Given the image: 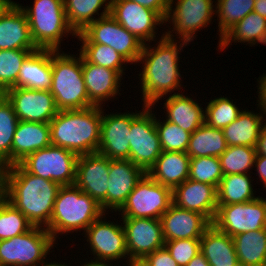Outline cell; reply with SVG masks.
I'll return each mask as SVG.
<instances>
[{
    "instance_id": "db71d44e",
    "label": "cell",
    "mask_w": 266,
    "mask_h": 266,
    "mask_svg": "<svg viewBox=\"0 0 266 266\" xmlns=\"http://www.w3.org/2000/svg\"><path fill=\"white\" fill-rule=\"evenodd\" d=\"M7 166L0 160V198L5 195V172Z\"/></svg>"
},
{
    "instance_id": "6da1fadb",
    "label": "cell",
    "mask_w": 266,
    "mask_h": 266,
    "mask_svg": "<svg viewBox=\"0 0 266 266\" xmlns=\"http://www.w3.org/2000/svg\"><path fill=\"white\" fill-rule=\"evenodd\" d=\"M178 43L180 44L178 45ZM149 44H144L137 62L143 64L138 79L141 82L139 84L142 105L155 107L156 103H159V100L168 93L174 95L177 94L175 91L182 92L183 85L180 83L182 77L179 65V60L182 57L179 54L189 43L184 40L168 38L165 33H162L155 43L156 46Z\"/></svg>"
},
{
    "instance_id": "680465c9",
    "label": "cell",
    "mask_w": 266,
    "mask_h": 266,
    "mask_svg": "<svg viewBox=\"0 0 266 266\" xmlns=\"http://www.w3.org/2000/svg\"><path fill=\"white\" fill-rule=\"evenodd\" d=\"M81 266H107V265L91 264V263H87V261H86V262H84L83 264H81ZM111 266H112V265H111Z\"/></svg>"
},
{
    "instance_id": "ab89813d",
    "label": "cell",
    "mask_w": 266,
    "mask_h": 266,
    "mask_svg": "<svg viewBox=\"0 0 266 266\" xmlns=\"http://www.w3.org/2000/svg\"><path fill=\"white\" fill-rule=\"evenodd\" d=\"M33 225L5 197L0 198V240L26 233Z\"/></svg>"
},
{
    "instance_id": "6f0895ef",
    "label": "cell",
    "mask_w": 266,
    "mask_h": 266,
    "mask_svg": "<svg viewBox=\"0 0 266 266\" xmlns=\"http://www.w3.org/2000/svg\"><path fill=\"white\" fill-rule=\"evenodd\" d=\"M38 266H69V264H65V262L63 264L61 262L58 263V262H56V260L55 261L53 260V262L51 261V263H49L46 260L45 262L41 263ZM70 266H72V265H70Z\"/></svg>"
},
{
    "instance_id": "d590c367",
    "label": "cell",
    "mask_w": 266,
    "mask_h": 266,
    "mask_svg": "<svg viewBox=\"0 0 266 266\" xmlns=\"http://www.w3.org/2000/svg\"><path fill=\"white\" fill-rule=\"evenodd\" d=\"M217 2V3H216ZM255 0H217L215 16L218 20L219 42L221 37L236 23L254 10Z\"/></svg>"
},
{
    "instance_id": "ac0fdd59",
    "label": "cell",
    "mask_w": 266,
    "mask_h": 266,
    "mask_svg": "<svg viewBox=\"0 0 266 266\" xmlns=\"http://www.w3.org/2000/svg\"><path fill=\"white\" fill-rule=\"evenodd\" d=\"M110 159L96 153L79 155L75 185L96 200L107 212V190Z\"/></svg>"
},
{
    "instance_id": "3957f363",
    "label": "cell",
    "mask_w": 266,
    "mask_h": 266,
    "mask_svg": "<svg viewBox=\"0 0 266 266\" xmlns=\"http://www.w3.org/2000/svg\"><path fill=\"white\" fill-rule=\"evenodd\" d=\"M103 107L59 110L50 121L51 144L78 156L96 153L99 148Z\"/></svg>"
},
{
    "instance_id": "4dcf8cb0",
    "label": "cell",
    "mask_w": 266,
    "mask_h": 266,
    "mask_svg": "<svg viewBox=\"0 0 266 266\" xmlns=\"http://www.w3.org/2000/svg\"><path fill=\"white\" fill-rule=\"evenodd\" d=\"M232 42L247 43L251 47L260 43L266 45V19L250 12L221 37L217 51L228 49Z\"/></svg>"
},
{
    "instance_id": "74e56055",
    "label": "cell",
    "mask_w": 266,
    "mask_h": 266,
    "mask_svg": "<svg viewBox=\"0 0 266 266\" xmlns=\"http://www.w3.org/2000/svg\"><path fill=\"white\" fill-rule=\"evenodd\" d=\"M256 154V147L227 146V149L218 157L223 175H251L250 170L253 169Z\"/></svg>"
},
{
    "instance_id": "8d00e7d4",
    "label": "cell",
    "mask_w": 266,
    "mask_h": 266,
    "mask_svg": "<svg viewBox=\"0 0 266 266\" xmlns=\"http://www.w3.org/2000/svg\"><path fill=\"white\" fill-rule=\"evenodd\" d=\"M80 47L78 51L87 62L115 70L122 76L125 75L124 71L129 62L110 46L99 43H82Z\"/></svg>"
},
{
    "instance_id": "8fae6325",
    "label": "cell",
    "mask_w": 266,
    "mask_h": 266,
    "mask_svg": "<svg viewBox=\"0 0 266 266\" xmlns=\"http://www.w3.org/2000/svg\"><path fill=\"white\" fill-rule=\"evenodd\" d=\"M172 203V189L146 173L117 212L122 218L160 219Z\"/></svg>"
},
{
    "instance_id": "9a60e30c",
    "label": "cell",
    "mask_w": 266,
    "mask_h": 266,
    "mask_svg": "<svg viewBox=\"0 0 266 266\" xmlns=\"http://www.w3.org/2000/svg\"><path fill=\"white\" fill-rule=\"evenodd\" d=\"M110 15L144 44L157 41L156 30L165 24L157 12L131 0H111Z\"/></svg>"
},
{
    "instance_id": "ee69618b",
    "label": "cell",
    "mask_w": 266,
    "mask_h": 266,
    "mask_svg": "<svg viewBox=\"0 0 266 266\" xmlns=\"http://www.w3.org/2000/svg\"><path fill=\"white\" fill-rule=\"evenodd\" d=\"M223 177L218 157L207 156L190 159L189 178L218 188Z\"/></svg>"
},
{
    "instance_id": "52a82bcc",
    "label": "cell",
    "mask_w": 266,
    "mask_h": 266,
    "mask_svg": "<svg viewBox=\"0 0 266 266\" xmlns=\"http://www.w3.org/2000/svg\"><path fill=\"white\" fill-rule=\"evenodd\" d=\"M56 244L46 228L33 226L26 233L0 240V266H38Z\"/></svg>"
},
{
    "instance_id": "30bf717a",
    "label": "cell",
    "mask_w": 266,
    "mask_h": 266,
    "mask_svg": "<svg viewBox=\"0 0 266 266\" xmlns=\"http://www.w3.org/2000/svg\"><path fill=\"white\" fill-rule=\"evenodd\" d=\"M81 43L107 45L125 58L130 65L137 64L144 43L119 24L110 14L90 23L76 37Z\"/></svg>"
},
{
    "instance_id": "8992f818",
    "label": "cell",
    "mask_w": 266,
    "mask_h": 266,
    "mask_svg": "<svg viewBox=\"0 0 266 266\" xmlns=\"http://www.w3.org/2000/svg\"><path fill=\"white\" fill-rule=\"evenodd\" d=\"M26 14L32 39L38 49L60 50L63 37L76 33L66 18L64 0H34L31 6L17 3Z\"/></svg>"
},
{
    "instance_id": "7c38bea8",
    "label": "cell",
    "mask_w": 266,
    "mask_h": 266,
    "mask_svg": "<svg viewBox=\"0 0 266 266\" xmlns=\"http://www.w3.org/2000/svg\"><path fill=\"white\" fill-rule=\"evenodd\" d=\"M104 218V219H103ZM106 214L95 220L85 231L87 245L90 246V254L94 258L87 263L111 266V262L129 259L125 231L123 225L114 221H106Z\"/></svg>"
},
{
    "instance_id": "2e32d148",
    "label": "cell",
    "mask_w": 266,
    "mask_h": 266,
    "mask_svg": "<svg viewBox=\"0 0 266 266\" xmlns=\"http://www.w3.org/2000/svg\"><path fill=\"white\" fill-rule=\"evenodd\" d=\"M102 109L101 134L98 153L109 159L123 160L130 156L131 121L141 112L105 114ZM112 113V114H111Z\"/></svg>"
},
{
    "instance_id": "bcb514c9",
    "label": "cell",
    "mask_w": 266,
    "mask_h": 266,
    "mask_svg": "<svg viewBox=\"0 0 266 266\" xmlns=\"http://www.w3.org/2000/svg\"><path fill=\"white\" fill-rule=\"evenodd\" d=\"M146 258L152 266H178L177 262L172 258L165 247L148 254Z\"/></svg>"
},
{
    "instance_id": "1f68e13d",
    "label": "cell",
    "mask_w": 266,
    "mask_h": 266,
    "mask_svg": "<svg viewBox=\"0 0 266 266\" xmlns=\"http://www.w3.org/2000/svg\"><path fill=\"white\" fill-rule=\"evenodd\" d=\"M110 5L111 0H64L67 22L76 34L96 19L110 14ZM101 8L104 9L99 13Z\"/></svg>"
},
{
    "instance_id": "4316f807",
    "label": "cell",
    "mask_w": 266,
    "mask_h": 266,
    "mask_svg": "<svg viewBox=\"0 0 266 266\" xmlns=\"http://www.w3.org/2000/svg\"><path fill=\"white\" fill-rule=\"evenodd\" d=\"M184 93L168 95L164 100L163 108L167 109L164 110L165 119L192 134L205 122V110L201 107L202 104Z\"/></svg>"
},
{
    "instance_id": "7402d4cb",
    "label": "cell",
    "mask_w": 266,
    "mask_h": 266,
    "mask_svg": "<svg viewBox=\"0 0 266 266\" xmlns=\"http://www.w3.org/2000/svg\"><path fill=\"white\" fill-rule=\"evenodd\" d=\"M165 241L201 238L212 224L204 215L171 204L160 218Z\"/></svg>"
},
{
    "instance_id": "f5cc1de1",
    "label": "cell",
    "mask_w": 266,
    "mask_h": 266,
    "mask_svg": "<svg viewBox=\"0 0 266 266\" xmlns=\"http://www.w3.org/2000/svg\"><path fill=\"white\" fill-rule=\"evenodd\" d=\"M125 266H152L146 257H134L126 260Z\"/></svg>"
},
{
    "instance_id": "ffe728a7",
    "label": "cell",
    "mask_w": 266,
    "mask_h": 266,
    "mask_svg": "<svg viewBox=\"0 0 266 266\" xmlns=\"http://www.w3.org/2000/svg\"><path fill=\"white\" fill-rule=\"evenodd\" d=\"M146 172L128 159H110L107 213L118 211Z\"/></svg>"
},
{
    "instance_id": "836d02e7",
    "label": "cell",
    "mask_w": 266,
    "mask_h": 266,
    "mask_svg": "<svg viewBox=\"0 0 266 266\" xmlns=\"http://www.w3.org/2000/svg\"><path fill=\"white\" fill-rule=\"evenodd\" d=\"M238 263L243 266H262L266 260V228L232 237Z\"/></svg>"
},
{
    "instance_id": "816d5d0a",
    "label": "cell",
    "mask_w": 266,
    "mask_h": 266,
    "mask_svg": "<svg viewBox=\"0 0 266 266\" xmlns=\"http://www.w3.org/2000/svg\"><path fill=\"white\" fill-rule=\"evenodd\" d=\"M186 266H210L204 255L199 252L196 256H194Z\"/></svg>"
},
{
    "instance_id": "91938a15",
    "label": "cell",
    "mask_w": 266,
    "mask_h": 266,
    "mask_svg": "<svg viewBox=\"0 0 266 266\" xmlns=\"http://www.w3.org/2000/svg\"><path fill=\"white\" fill-rule=\"evenodd\" d=\"M264 190H266V186L264 187ZM262 201L264 202V204L266 205V198L261 197Z\"/></svg>"
},
{
    "instance_id": "44dd1931",
    "label": "cell",
    "mask_w": 266,
    "mask_h": 266,
    "mask_svg": "<svg viewBox=\"0 0 266 266\" xmlns=\"http://www.w3.org/2000/svg\"><path fill=\"white\" fill-rule=\"evenodd\" d=\"M172 196L177 207L198 212L213 222L218 207L215 186L187 179L172 190Z\"/></svg>"
},
{
    "instance_id": "ba28073f",
    "label": "cell",
    "mask_w": 266,
    "mask_h": 266,
    "mask_svg": "<svg viewBox=\"0 0 266 266\" xmlns=\"http://www.w3.org/2000/svg\"><path fill=\"white\" fill-rule=\"evenodd\" d=\"M214 1L170 0L165 25L171 23L172 25L167 26L168 28L172 26V28L166 29L165 36L172 39L178 38V40H184L190 44L196 38V32H200L199 30H202L203 27L207 28L209 23H212L216 7L213 4ZM175 36L177 37L175 38Z\"/></svg>"
},
{
    "instance_id": "f35d334b",
    "label": "cell",
    "mask_w": 266,
    "mask_h": 266,
    "mask_svg": "<svg viewBox=\"0 0 266 266\" xmlns=\"http://www.w3.org/2000/svg\"><path fill=\"white\" fill-rule=\"evenodd\" d=\"M19 119L11 102L4 95L0 99V160L12 165V142Z\"/></svg>"
},
{
    "instance_id": "7a4b0ae2",
    "label": "cell",
    "mask_w": 266,
    "mask_h": 266,
    "mask_svg": "<svg viewBox=\"0 0 266 266\" xmlns=\"http://www.w3.org/2000/svg\"><path fill=\"white\" fill-rule=\"evenodd\" d=\"M60 187L54 181L27 172L19 163L6 168L4 197L33 226L46 228L49 225Z\"/></svg>"
},
{
    "instance_id": "f546056e",
    "label": "cell",
    "mask_w": 266,
    "mask_h": 266,
    "mask_svg": "<svg viewBox=\"0 0 266 266\" xmlns=\"http://www.w3.org/2000/svg\"><path fill=\"white\" fill-rule=\"evenodd\" d=\"M200 252L210 266H236L238 263L231 236L211 224L200 238Z\"/></svg>"
},
{
    "instance_id": "4fadbf2b",
    "label": "cell",
    "mask_w": 266,
    "mask_h": 266,
    "mask_svg": "<svg viewBox=\"0 0 266 266\" xmlns=\"http://www.w3.org/2000/svg\"><path fill=\"white\" fill-rule=\"evenodd\" d=\"M142 107L131 121L129 160L147 173L163 150L156 130L155 111H152L154 106Z\"/></svg>"
},
{
    "instance_id": "b9f144b4",
    "label": "cell",
    "mask_w": 266,
    "mask_h": 266,
    "mask_svg": "<svg viewBox=\"0 0 266 266\" xmlns=\"http://www.w3.org/2000/svg\"><path fill=\"white\" fill-rule=\"evenodd\" d=\"M228 97H216L205 104V123L217 129L231 124L242 112Z\"/></svg>"
},
{
    "instance_id": "60d3db41",
    "label": "cell",
    "mask_w": 266,
    "mask_h": 266,
    "mask_svg": "<svg viewBox=\"0 0 266 266\" xmlns=\"http://www.w3.org/2000/svg\"><path fill=\"white\" fill-rule=\"evenodd\" d=\"M38 49L0 50V90L16 87L18 74L24 60Z\"/></svg>"
},
{
    "instance_id": "e575fe53",
    "label": "cell",
    "mask_w": 266,
    "mask_h": 266,
    "mask_svg": "<svg viewBox=\"0 0 266 266\" xmlns=\"http://www.w3.org/2000/svg\"><path fill=\"white\" fill-rule=\"evenodd\" d=\"M251 177L249 174L223 175L217 188L218 205L249 202L259 197L254 196Z\"/></svg>"
},
{
    "instance_id": "f1b7e54d",
    "label": "cell",
    "mask_w": 266,
    "mask_h": 266,
    "mask_svg": "<svg viewBox=\"0 0 266 266\" xmlns=\"http://www.w3.org/2000/svg\"><path fill=\"white\" fill-rule=\"evenodd\" d=\"M190 159L186 152L162 151L147 174L173 190L189 178Z\"/></svg>"
},
{
    "instance_id": "5b68a950",
    "label": "cell",
    "mask_w": 266,
    "mask_h": 266,
    "mask_svg": "<svg viewBox=\"0 0 266 266\" xmlns=\"http://www.w3.org/2000/svg\"><path fill=\"white\" fill-rule=\"evenodd\" d=\"M61 52V53H60ZM52 86L58 110L85 109L93 106L88 98L82 72V56L51 50Z\"/></svg>"
},
{
    "instance_id": "9c48e42d",
    "label": "cell",
    "mask_w": 266,
    "mask_h": 266,
    "mask_svg": "<svg viewBox=\"0 0 266 266\" xmlns=\"http://www.w3.org/2000/svg\"><path fill=\"white\" fill-rule=\"evenodd\" d=\"M77 159L73 151L51 144L27 155L19 164L33 175L70 186L76 181Z\"/></svg>"
},
{
    "instance_id": "603a6c76",
    "label": "cell",
    "mask_w": 266,
    "mask_h": 266,
    "mask_svg": "<svg viewBox=\"0 0 266 266\" xmlns=\"http://www.w3.org/2000/svg\"><path fill=\"white\" fill-rule=\"evenodd\" d=\"M82 72L88 98L93 106L103 107L108 100L116 98L118 94L121 96L122 75L119 72L89 63L83 57Z\"/></svg>"
},
{
    "instance_id": "5bb4252c",
    "label": "cell",
    "mask_w": 266,
    "mask_h": 266,
    "mask_svg": "<svg viewBox=\"0 0 266 266\" xmlns=\"http://www.w3.org/2000/svg\"><path fill=\"white\" fill-rule=\"evenodd\" d=\"M212 224L231 237L265 229L266 205L260 195L249 202L218 205Z\"/></svg>"
},
{
    "instance_id": "7bdbcfd3",
    "label": "cell",
    "mask_w": 266,
    "mask_h": 266,
    "mask_svg": "<svg viewBox=\"0 0 266 266\" xmlns=\"http://www.w3.org/2000/svg\"><path fill=\"white\" fill-rule=\"evenodd\" d=\"M155 125L163 151L186 152L191 133L183 130L164 118L163 121L156 117Z\"/></svg>"
},
{
    "instance_id": "94428289",
    "label": "cell",
    "mask_w": 266,
    "mask_h": 266,
    "mask_svg": "<svg viewBox=\"0 0 266 266\" xmlns=\"http://www.w3.org/2000/svg\"><path fill=\"white\" fill-rule=\"evenodd\" d=\"M4 96V92L0 90V99Z\"/></svg>"
},
{
    "instance_id": "c3c4849f",
    "label": "cell",
    "mask_w": 266,
    "mask_h": 266,
    "mask_svg": "<svg viewBox=\"0 0 266 266\" xmlns=\"http://www.w3.org/2000/svg\"><path fill=\"white\" fill-rule=\"evenodd\" d=\"M253 168H256V172L258 174H255L256 176H259L260 178V184L263 183V187L266 186V155L263 154H256L255 162Z\"/></svg>"
},
{
    "instance_id": "681fc988",
    "label": "cell",
    "mask_w": 266,
    "mask_h": 266,
    "mask_svg": "<svg viewBox=\"0 0 266 266\" xmlns=\"http://www.w3.org/2000/svg\"><path fill=\"white\" fill-rule=\"evenodd\" d=\"M257 88L258 90L256 91L258 93V101L262 104L263 109L266 114V73L257 79ZM266 118V117H265Z\"/></svg>"
},
{
    "instance_id": "e0dca14e",
    "label": "cell",
    "mask_w": 266,
    "mask_h": 266,
    "mask_svg": "<svg viewBox=\"0 0 266 266\" xmlns=\"http://www.w3.org/2000/svg\"><path fill=\"white\" fill-rule=\"evenodd\" d=\"M4 95L21 121L50 123L59 111L50 90L11 87Z\"/></svg>"
},
{
    "instance_id": "d6986e66",
    "label": "cell",
    "mask_w": 266,
    "mask_h": 266,
    "mask_svg": "<svg viewBox=\"0 0 266 266\" xmlns=\"http://www.w3.org/2000/svg\"><path fill=\"white\" fill-rule=\"evenodd\" d=\"M130 258L146 257L164 247L162 223L154 218H121Z\"/></svg>"
},
{
    "instance_id": "cb8c5ba5",
    "label": "cell",
    "mask_w": 266,
    "mask_h": 266,
    "mask_svg": "<svg viewBox=\"0 0 266 266\" xmlns=\"http://www.w3.org/2000/svg\"><path fill=\"white\" fill-rule=\"evenodd\" d=\"M13 49H38L26 14L16 2L0 17V50Z\"/></svg>"
},
{
    "instance_id": "83f0119b",
    "label": "cell",
    "mask_w": 266,
    "mask_h": 266,
    "mask_svg": "<svg viewBox=\"0 0 266 266\" xmlns=\"http://www.w3.org/2000/svg\"><path fill=\"white\" fill-rule=\"evenodd\" d=\"M52 86L51 50L33 51L23 62L16 87L50 90Z\"/></svg>"
},
{
    "instance_id": "11a10c76",
    "label": "cell",
    "mask_w": 266,
    "mask_h": 266,
    "mask_svg": "<svg viewBox=\"0 0 266 266\" xmlns=\"http://www.w3.org/2000/svg\"><path fill=\"white\" fill-rule=\"evenodd\" d=\"M253 11L266 19V0H255Z\"/></svg>"
},
{
    "instance_id": "277c9868",
    "label": "cell",
    "mask_w": 266,
    "mask_h": 266,
    "mask_svg": "<svg viewBox=\"0 0 266 266\" xmlns=\"http://www.w3.org/2000/svg\"><path fill=\"white\" fill-rule=\"evenodd\" d=\"M106 213L101 205L75 184L61 186L54 202L53 213L46 230L55 242L58 236L86 229Z\"/></svg>"
},
{
    "instance_id": "d6a6232c",
    "label": "cell",
    "mask_w": 266,
    "mask_h": 266,
    "mask_svg": "<svg viewBox=\"0 0 266 266\" xmlns=\"http://www.w3.org/2000/svg\"><path fill=\"white\" fill-rule=\"evenodd\" d=\"M226 149L227 143L222 129L204 122L191 134L186 153L190 158L219 157Z\"/></svg>"
},
{
    "instance_id": "7dc6e473",
    "label": "cell",
    "mask_w": 266,
    "mask_h": 266,
    "mask_svg": "<svg viewBox=\"0 0 266 266\" xmlns=\"http://www.w3.org/2000/svg\"><path fill=\"white\" fill-rule=\"evenodd\" d=\"M157 12L164 20L168 15L170 0H131Z\"/></svg>"
},
{
    "instance_id": "d4e9b609",
    "label": "cell",
    "mask_w": 266,
    "mask_h": 266,
    "mask_svg": "<svg viewBox=\"0 0 266 266\" xmlns=\"http://www.w3.org/2000/svg\"><path fill=\"white\" fill-rule=\"evenodd\" d=\"M51 145L49 123L19 120L12 142V165L27 155Z\"/></svg>"
},
{
    "instance_id": "9f6ffc18",
    "label": "cell",
    "mask_w": 266,
    "mask_h": 266,
    "mask_svg": "<svg viewBox=\"0 0 266 266\" xmlns=\"http://www.w3.org/2000/svg\"><path fill=\"white\" fill-rule=\"evenodd\" d=\"M15 3L12 0H0V17Z\"/></svg>"
},
{
    "instance_id": "f907efd6",
    "label": "cell",
    "mask_w": 266,
    "mask_h": 266,
    "mask_svg": "<svg viewBox=\"0 0 266 266\" xmlns=\"http://www.w3.org/2000/svg\"><path fill=\"white\" fill-rule=\"evenodd\" d=\"M256 151L258 154L266 155V122L261 128L259 139L256 145Z\"/></svg>"
},
{
    "instance_id": "484cf974",
    "label": "cell",
    "mask_w": 266,
    "mask_h": 266,
    "mask_svg": "<svg viewBox=\"0 0 266 266\" xmlns=\"http://www.w3.org/2000/svg\"><path fill=\"white\" fill-rule=\"evenodd\" d=\"M257 103L259 112L243 109L231 124L222 129L227 146L256 147L261 128L266 122L263 106L258 100Z\"/></svg>"
},
{
    "instance_id": "f6af8a7d",
    "label": "cell",
    "mask_w": 266,
    "mask_h": 266,
    "mask_svg": "<svg viewBox=\"0 0 266 266\" xmlns=\"http://www.w3.org/2000/svg\"><path fill=\"white\" fill-rule=\"evenodd\" d=\"M164 247L178 266H186L200 252V238L165 241Z\"/></svg>"
}]
</instances>
